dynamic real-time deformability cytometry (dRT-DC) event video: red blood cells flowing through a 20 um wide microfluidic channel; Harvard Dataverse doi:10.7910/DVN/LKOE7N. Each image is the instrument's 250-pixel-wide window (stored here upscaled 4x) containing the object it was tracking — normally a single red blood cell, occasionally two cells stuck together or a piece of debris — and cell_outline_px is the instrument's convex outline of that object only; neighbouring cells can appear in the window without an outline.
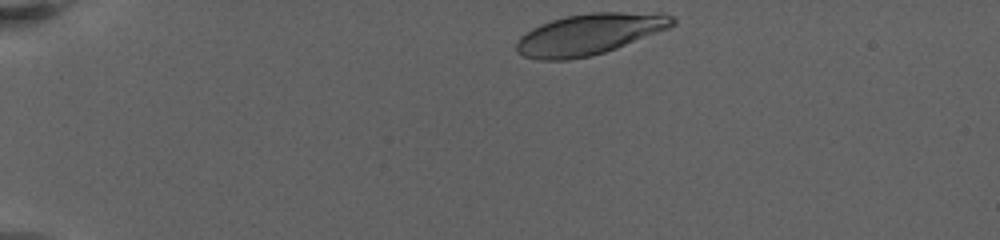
{"species": "human", "species_latin": "Homo sapiens", "temperature_condition": "warm", "stored_images_in_passage": 28, "camera_frame_rate_fps": 3000, "um_per_image_px": 0.085, "donor": {"sex": "female"}, "frame": {"image": 1, "passage_image": 1, "time_ms": 0.0, "image_size_px": [1000, 240], "cell_outline_px": [[676, 24], [668, 28], [616, 48], [592, 56], [568, 60], [540, 60], [524, 56], [516, 52], [516, 44], [520, 36], [532, 28], [540, 24], [552, 20], [568, 16], [592, 12], [664, 12], [672, 16], [676, 20]], "centroid_in_image_um": [50.11, 2.9], "position_along_channel_um": 34.9, "area_um2": 37.4}}
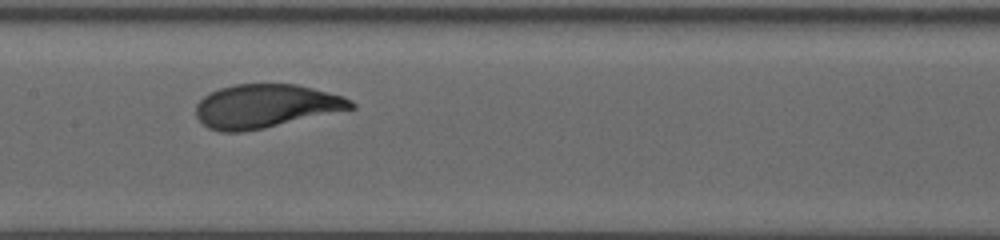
{"frame": {"image": 2, "passage_image": 16, "time_ms": 7.333, "image_size_px": [1000, 240], "cell_outline_px": [[356, 108], [264, 128], [240, 132], [220, 132], [208, 128], [196, 116], [196, 104], [204, 96], [220, 88], [236, 84], [296, 84], [344, 96], [352, 100], [356, 104]], "centroid_in_image_um": [22.6, 9.02], "position_along_channel_um": 184.8, "area_um2": 39.3}}
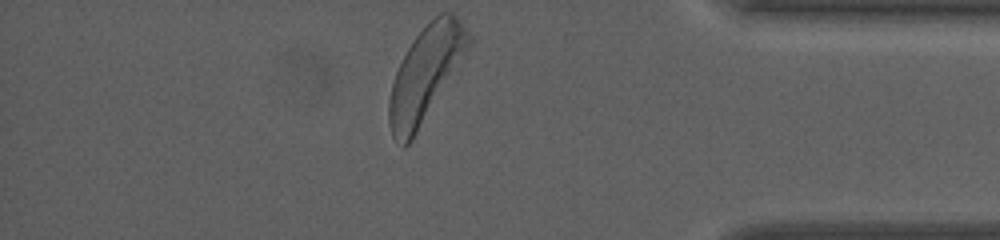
{"frame": {"image": 3, "passage_image": 28, "time_ms": 15.0, "image_size_px": [1000, 240], "cell_outline_px": [[472, 40], [412, 140], [404, 148], [392, 136], [388, 124], [388, 100], [392, 84], [396, 72], [408, 48], [416, 36], [440, 12], [452, 12], [456, 16], [472, 36]], "centroid_in_image_um": [36.13, 6.3], "position_along_channel_um": 399.1, "area_um2": 42.25}, "authors_computed_cell_mechanics": {"area_um2": 39.2173, "velocity_mm_per_s": 3.0851, "shape_relaxation_time_tau1_ms": 2.9988, "shape_relaxation_time_tau2_ms": null, "deformation_change_tau1": 0.171, "deformation_change_tau2": null}}